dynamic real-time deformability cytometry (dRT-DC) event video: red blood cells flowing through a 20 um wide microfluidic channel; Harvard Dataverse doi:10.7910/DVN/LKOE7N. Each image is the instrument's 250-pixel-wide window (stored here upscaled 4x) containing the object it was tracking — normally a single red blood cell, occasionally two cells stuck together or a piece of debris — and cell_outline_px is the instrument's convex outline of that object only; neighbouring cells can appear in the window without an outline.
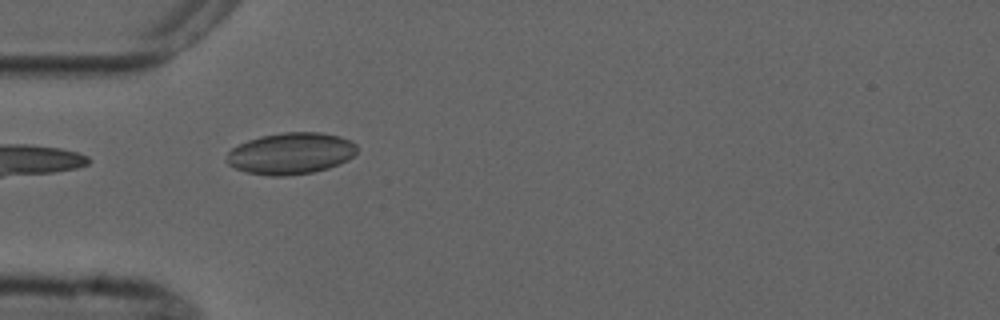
{"species": "common noctule bat (a hibernating species)", "species_latin": "Nyctalus noctula", "temperature_condition": "cold", "stored_images_in_passage": 5, "camera_frame_rate_fps": 3000, "um_per_image_px": 0.085, "animal": {"sex": "male", "forearm_length_mm": 52.5}, "frame": {"image": 1, "passage_image": 4, "time_ms": 5.0, "image_size_px": [1000, 320], "cell_outline_px": [[356, 152], [348, 160], [340, 164], [328, 168], [312, 172], [284, 176], [272, 176], [244, 172], [228, 164], [224, 160], [228, 152], [232, 148], [248, 140], [260, 136], [284, 132], [320, 132], [340, 136], [352, 140], [356, 144]], "centroid_in_image_um": [24.71, 13.04], "position_along_channel_um": 60.3, "area_um2": 31.73}}
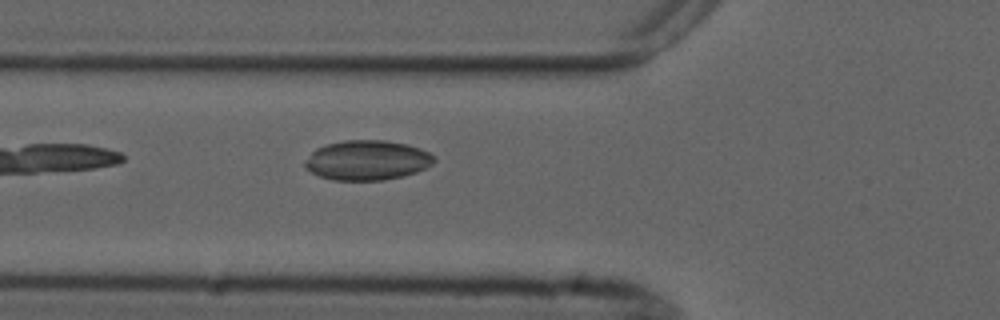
{"frame": {"image": 2, "passage_image": 5, "time_ms": 6.0, "image_size_px": [1000, 320], "cell_outline_px": [[436, 160], [432, 164], [416, 172], [404, 176], [384, 180], [332, 180], [320, 176], [304, 168], [304, 160], [316, 148], [328, 144], [344, 140], [384, 140], [404, 144], [420, 148], [436, 156]], "centroid_in_image_um": [31.2, 13.62], "position_along_channel_um": 94.6, "area_um2": 30.0}}